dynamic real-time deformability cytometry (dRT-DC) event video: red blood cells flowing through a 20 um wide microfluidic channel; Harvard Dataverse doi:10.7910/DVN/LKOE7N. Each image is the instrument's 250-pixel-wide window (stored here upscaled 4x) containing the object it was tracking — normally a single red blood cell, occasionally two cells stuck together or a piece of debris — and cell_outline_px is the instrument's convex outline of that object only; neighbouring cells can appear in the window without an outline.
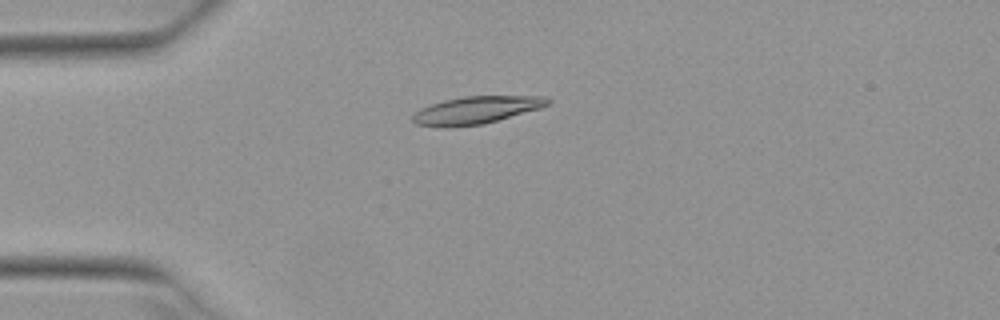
{"species": "Egyptian fruit bat (a non-hibernating species)", "species_latin": "Rousettus aegyptiacus", "temperature_condition": "warm", "stored_images_in_passage": 6, "camera_frame_rate_fps": 3000, "um_per_image_px": 0.085, "animal": {"sex": "female"}, "frame": {"image": 1, "passage_image": 4, "time_ms": 1.0, "image_size_px": [1000, 320], "cell_outline_px": [[552, 100], [548, 104], [540, 108], [484, 124], [448, 128], [416, 124], [412, 120], [412, 116], [420, 108], [444, 100], [464, 96], [544, 96]], "centroid_in_image_um": [40.46, 9.36], "position_along_channel_um": 44.5, "area_um2": 21.62}}
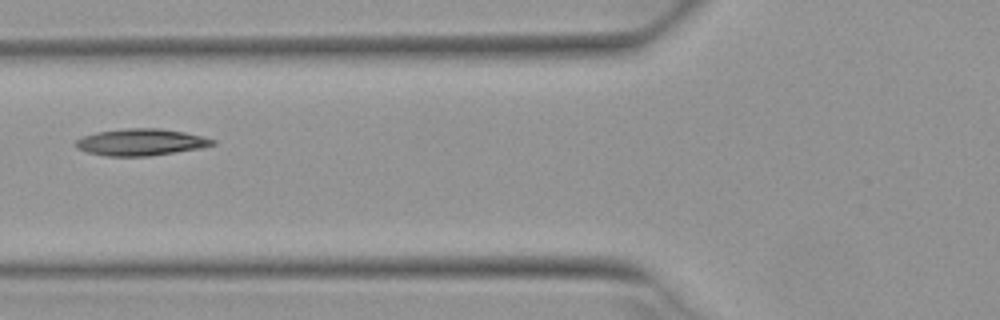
{"frame": {"image": 2, "passage_image": 6, "time_ms": 1.667, "image_size_px": [1000, 320], "cell_outline_px": [[216, 144], [200, 148], [148, 156], [108, 156], [88, 152], [76, 148], [72, 144], [76, 140], [84, 136], [96, 132], [128, 128], [160, 128], [184, 132], [216, 140]], "centroid_in_image_um": [11.94, 12.08], "position_along_channel_um": 113.9, "area_um2": 21.21}}